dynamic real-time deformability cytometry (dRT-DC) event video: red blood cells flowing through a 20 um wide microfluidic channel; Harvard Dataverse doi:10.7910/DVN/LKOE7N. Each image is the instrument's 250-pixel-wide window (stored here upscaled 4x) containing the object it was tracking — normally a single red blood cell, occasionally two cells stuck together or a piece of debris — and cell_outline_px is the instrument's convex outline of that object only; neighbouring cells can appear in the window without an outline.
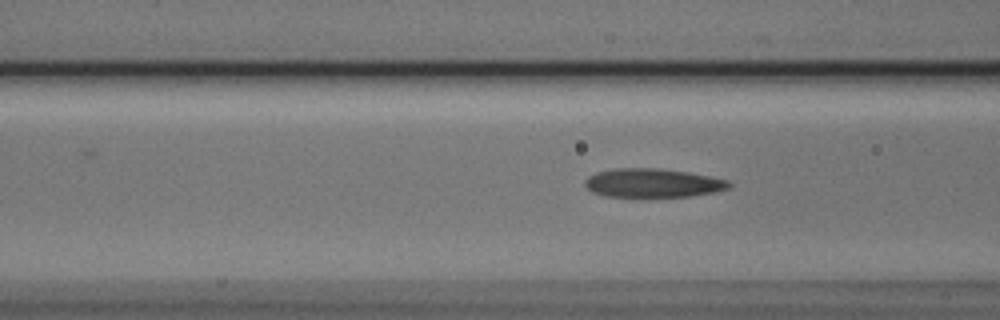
{"species": "Egyptian fruit bat (a non-hibernating species)", "species_latin": "Rousettus aegyptiacus", "temperature_condition": "cold", "stored_images_in_passage": 6, "segment_of_instrument_passage": [2, 2], "camera_frame_rate_fps": 3000, "um_per_image_px": 0.085, "animal": {"sex": "male"}, "frame": {"image": 1, "passage_image": 6, "time_ms": 1.667, "image_size_px": [1000, 320], "cell_outline_px": [[732, 184], [728, 188], [716, 192], [692, 196], [604, 196], [592, 192], [584, 184], [584, 180], [588, 176], [596, 172], [616, 168], [656, 168], [688, 172], [712, 176], [728, 180]], "centroid_in_image_um": [55.49, 15.54], "position_along_channel_um": 111.1, "area_um2": 24.16}}